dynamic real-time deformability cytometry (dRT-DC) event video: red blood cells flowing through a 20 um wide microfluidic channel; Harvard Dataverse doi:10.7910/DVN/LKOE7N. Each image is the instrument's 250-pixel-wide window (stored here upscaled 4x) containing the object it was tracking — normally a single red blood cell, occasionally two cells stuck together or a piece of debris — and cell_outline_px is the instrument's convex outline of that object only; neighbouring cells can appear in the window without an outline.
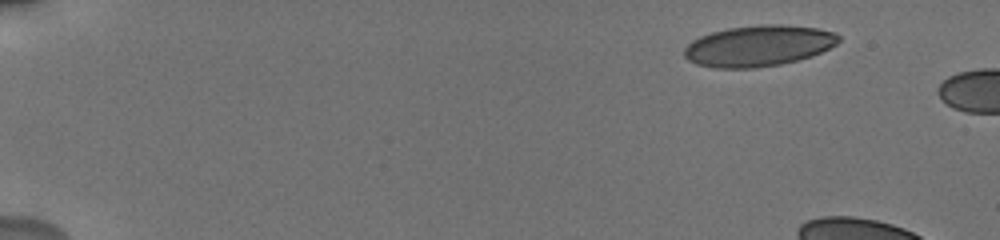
{"species": "human", "species_latin": "Homo sapiens", "temperature_condition": "cold", "stored_images_in_passage": 3, "camera_frame_rate_fps": 3000, "um_per_image_px": 0.085, "donor": {"sex": "male"}, "frame": {"image": 1, "passage_image": 1, "time_ms": 0.0, "image_size_px": [1000, 240], "cell_outline_px": [[840, 40], [836, 44], [812, 56], [780, 64], [756, 68], [716, 68], [696, 64], [688, 60], [684, 56], [684, 48], [692, 40], [700, 36], [712, 32], [728, 28], [760, 24], [784, 24], [820, 28], [836, 32], [840, 36]], "centroid_in_image_um": [64.48, 3.88], "position_along_channel_um": 20.5, "area_um2": 37.11}}